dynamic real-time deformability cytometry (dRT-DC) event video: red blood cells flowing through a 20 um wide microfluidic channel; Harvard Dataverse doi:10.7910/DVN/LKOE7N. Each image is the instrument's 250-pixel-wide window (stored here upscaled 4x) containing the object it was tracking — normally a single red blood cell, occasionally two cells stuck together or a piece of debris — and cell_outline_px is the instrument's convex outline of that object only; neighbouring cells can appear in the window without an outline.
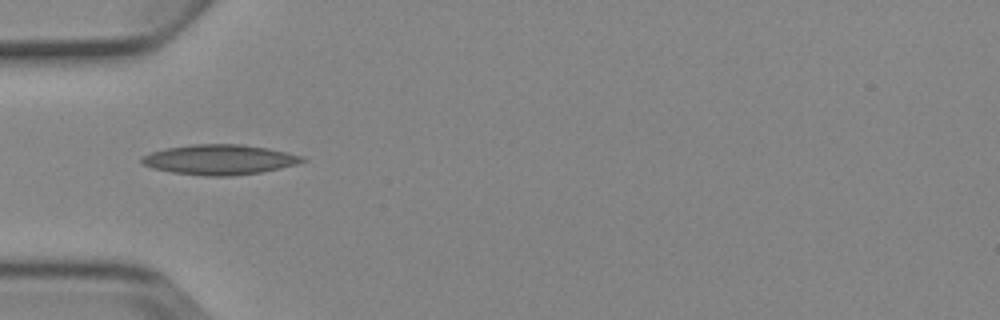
{"species": "Egyptian fruit bat (a non-hibernating species)", "species_latin": "Rousettus aegyptiacus", "temperature_condition": "cold", "stored_images_in_passage": 7, "camera_frame_rate_fps": 3000, "um_per_image_px": 0.085, "animal": {"sex": "female"}, "frame": {"image": 1, "passage_image": 5, "time_ms": 4.667, "image_size_px": [1000, 320], "cell_outline_px": [[308, 160], [296, 164], [280, 168], [260, 172], [232, 176], [204, 176], [172, 172], [152, 168], [144, 164], [140, 160], [140, 156], [148, 152], [164, 148], [192, 144], [240, 144], [268, 148], [304, 156]], "centroid_in_image_um": [18.63, 13.56], "position_along_channel_um": 66.4, "area_um2": 28.32}}
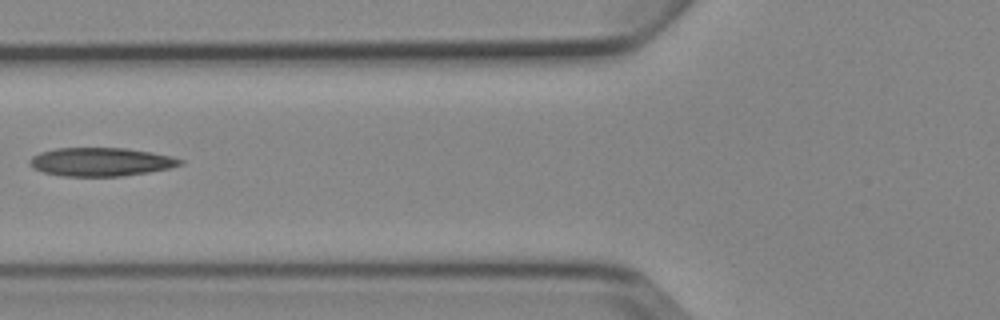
{"frame": {"image": 2, "passage_image": 6, "time_ms": 6.0, "image_size_px": [1000, 320], "cell_outline_px": [[184, 164], [168, 168], [148, 172], [124, 176], [64, 176], [44, 172], [32, 168], [28, 164], [28, 160], [32, 156], [40, 152], [56, 148], [124, 148], [152, 152], [172, 156], [184, 160]], "centroid_in_image_um": [8.56, 13.75], "position_along_channel_um": 117.2, "area_um2": 25.09}}
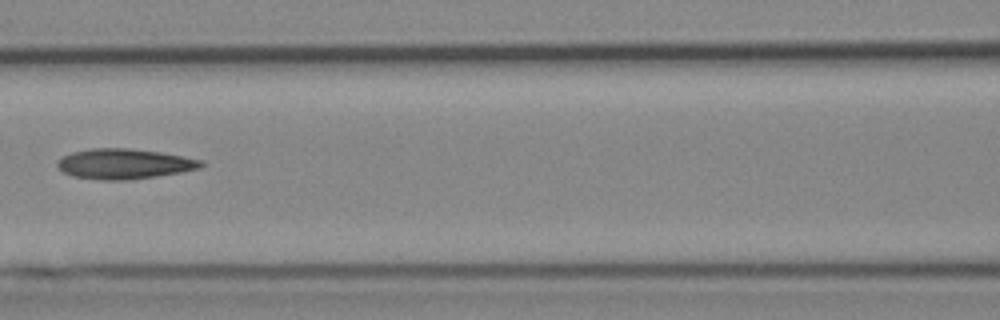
{"frame": {"image": 3, "passage_image": 7, "time_ms": 7.0, "image_size_px": [1000, 320], "cell_outline_px": [[208, 164], [200, 168], [180, 172], [156, 176], [128, 180], [100, 180], [72, 176], [64, 172], [56, 164], [56, 160], [72, 152], [88, 148], [128, 148], [160, 152], [184, 156], [204, 160]], "centroid_in_image_um": [10.59, 13.92], "position_along_channel_um": 156.0, "area_um2": 25.49}}